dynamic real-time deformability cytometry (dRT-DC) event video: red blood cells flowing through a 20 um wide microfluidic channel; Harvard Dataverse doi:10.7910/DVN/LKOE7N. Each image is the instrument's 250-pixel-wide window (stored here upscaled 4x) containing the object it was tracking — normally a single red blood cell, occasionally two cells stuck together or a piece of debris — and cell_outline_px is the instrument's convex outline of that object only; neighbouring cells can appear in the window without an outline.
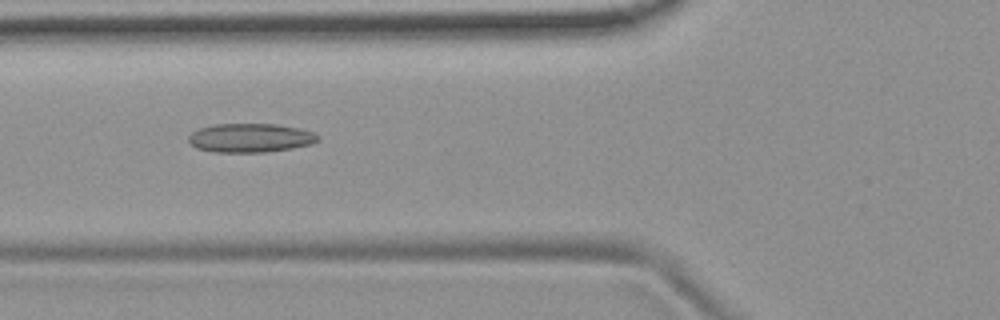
{"species": "common noctule bat (a hibernating species)", "species_latin": "Nyctalus noctula", "temperature_condition": "room temperature", "stored_images_in_passage": 55, "camera_frame_rate_fps": 3000, "um_per_image_px": 0.085, "animal": {"sex": "female", "body_mass_g": 19.9}, "frame": {"image": 1, "passage_image": 21, "time_ms": 6.667, "image_size_px": [1000, 320], "cell_outline_px": [[320, 140], [312, 144], [292, 148], [268, 152], [212, 152], [196, 148], [188, 140], [188, 136], [192, 132], [200, 128], [216, 124], [276, 124], [296, 128], [312, 132], [320, 136]], "centroid_in_image_um": [21.28, 11.73], "position_along_channel_um": 104.5, "area_um2": 21.79}}
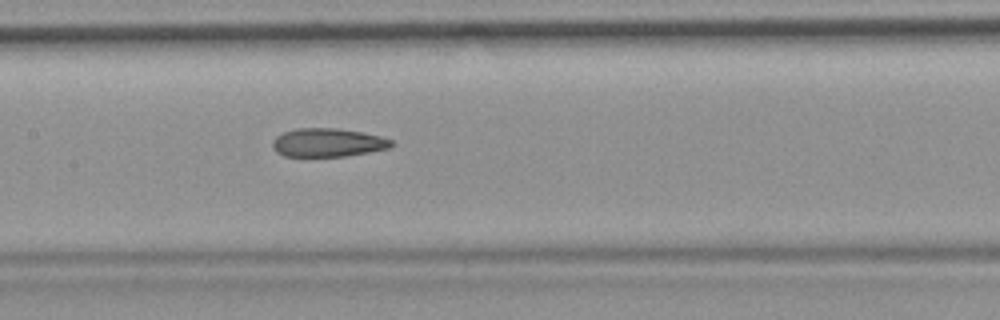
{"frame": {"image": 2, "passage_image": 27, "time_ms": 8.667, "image_size_px": [1000, 320], "cell_outline_px": [[392, 144], [388, 148], [368, 152], [344, 156], [284, 156], [276, 152], [272, 148], [272, 140], [276, 136], [284, 132], [296, 128], [336, 128], [360, 132], [380, 136], [392, 140]], "centroid_in_image_um": [27.8, 12.11], "position_along_channel_um": 179.6, "area_um2": 19.59}}
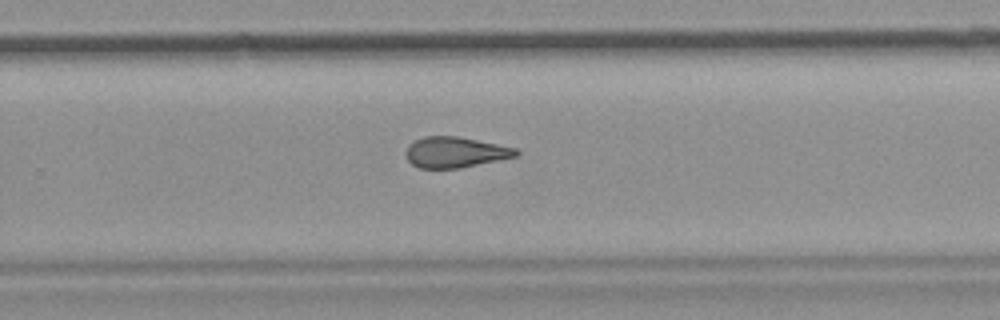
{"frame": {"image": 3, "passage_image": 36, "time_ms": 11.667, "image_size_px": [1000, 320], "cell_outline_px": [[520, 152], [516, 156], [460, 168], [420, 168], [412, 164], [408, 160], [404, 152], [408, 144], [424, 136], [456, 136], [516, 148]], "centroid_in_image_um": [38.65, 12.94], "position_along_channel_um": 291.2, "area_um2": 19.54}, "authors_computed_cell_mechanics": {"area_um2": 20.6346, "velocity_mm_per_s": 3.7441, "shape_relaxation_time_tau1_ms": null, "shape_relaxation_time_tau2_ms": 4.3493, "deformation_change_tau1": null, "deformation_change_tau2": 0.1207}}